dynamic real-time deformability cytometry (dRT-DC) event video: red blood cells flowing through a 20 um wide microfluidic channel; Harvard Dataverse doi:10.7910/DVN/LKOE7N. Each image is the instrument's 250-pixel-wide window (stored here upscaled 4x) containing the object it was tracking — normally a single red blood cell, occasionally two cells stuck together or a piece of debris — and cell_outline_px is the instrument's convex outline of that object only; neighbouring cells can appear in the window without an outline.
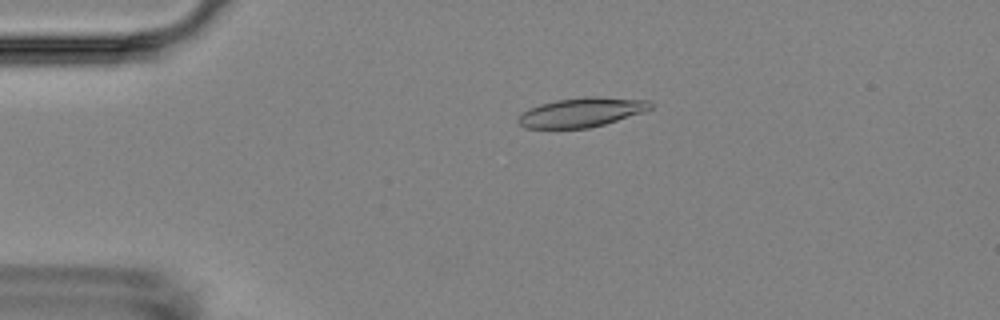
{"species": "Egyptian fruit bat (a non-hibernating species)", "species_latin": "Rousettus aegyptiacus", "temperature_condition": "room temperature", "stored_images_in_passage": 3, "camera_frame_rate_fps": 3000, "um_per_image_px": 0.085, "animal": {"sex": "female"}, "frame": {"image": 1, "passage_image": 2, "time_ms": 1.0, "image_size_px": [1000, 320], "cell_outline_px": [[652, 108], [644, 112], [604, 124], [588, 128], [524, 128], [516, 120], [528, 108], [540, 104], [556, 100], [584, 96], [596, 96], [652, 100]], "centroid_in_image_um": [49.46, 9.53], "position_along_channel_um": 35.5, "area_um2": 22.72}}